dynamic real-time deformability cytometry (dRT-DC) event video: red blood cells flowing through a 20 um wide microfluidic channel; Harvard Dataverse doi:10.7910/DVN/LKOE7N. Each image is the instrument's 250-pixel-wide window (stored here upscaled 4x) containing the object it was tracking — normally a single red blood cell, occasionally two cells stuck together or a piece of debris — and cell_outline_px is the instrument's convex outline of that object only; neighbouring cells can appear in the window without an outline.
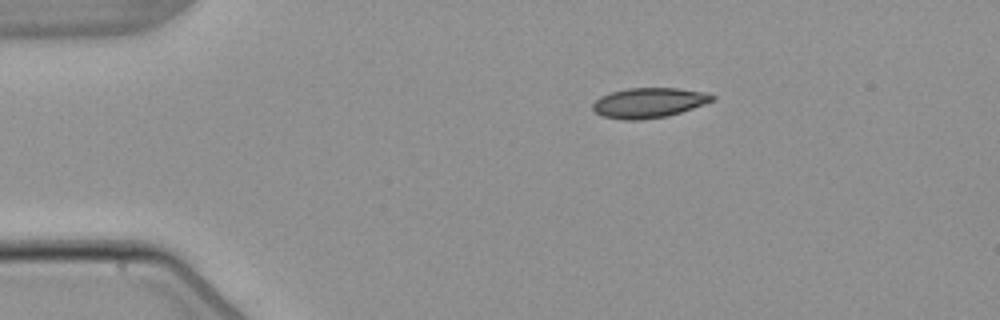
{"species": "common noctule bat (a hibernating species)", "species_latin": "Nyctalus noctula", "temperature_condition": "warm", "stored_images_in_passage": 4, "camera_frame_rate_fps": 3000, "um_per_image_px": 0.085, "animal": {"sex": "male", "body_mass_g": 21.5, "forearm_length_mm": 52.0}, "frame": {"image": 1, "passage_image": 1, "time_ms": 0.0, "image_size_px": [1000, 320], "cell_outline_px": [[716, 100], [668, 116], [640, 120], [624, 120], [604, 116], [596, 112], [592, 108], [592, 104], [600, 96], [612, 92], [628, 88], [676, 88], [708, 92], [716, 96]], "centroid_in_image_um": [55.19, 8.73], "position_along_channel_um": 29.8, "area_um2": 20.92}}
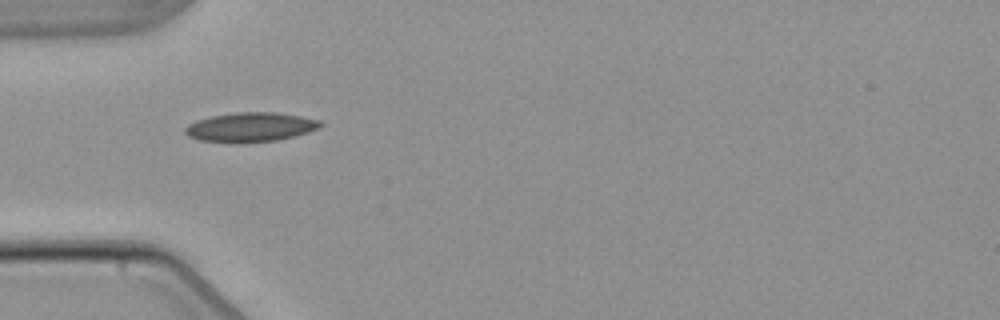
{"frame": {"image": 2, "passage_image": 3, "time_ms": 2.333, "image_size_px": [1000, 320], "cell_outline_px": [[324, 124], [320, 128], [308, 132], [276, 140], [240, 144], [232, 144], [200, 140], [188, 136], [184, 132], [184, 128], [188, 124], [196, 120], [212, 116], [236, 112], [272, 112], [300, 116], [320, 120]], "centroid_in_image_um": [21.26, 10.82], "position_along_channel_um": 63.7, "area_um2": 23.41}}
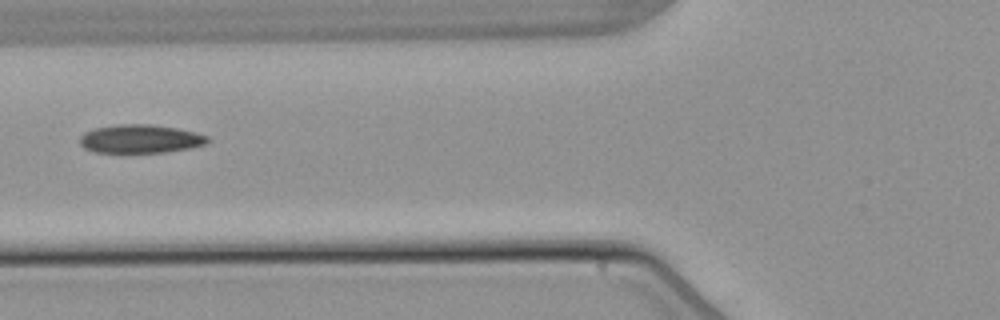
{"frame": {"image": 3, "passage_image": 4, "time_ms": 3.667, "image_size_px": [1000, 320], "cell_outline_px": [[212, 140], [208, 144], [192, 148], [164, 152], [96, 152], [84, 148], [80, 144], [80, 136], [84, 132], [96, 128], [120, 124], [148, 124], [176, 128], [196, 132], [208, 136]], "centroid_in_image_um": [11.98, 11.8], "position_along_channel_um": 113.8, "area_um2": 21.27}}